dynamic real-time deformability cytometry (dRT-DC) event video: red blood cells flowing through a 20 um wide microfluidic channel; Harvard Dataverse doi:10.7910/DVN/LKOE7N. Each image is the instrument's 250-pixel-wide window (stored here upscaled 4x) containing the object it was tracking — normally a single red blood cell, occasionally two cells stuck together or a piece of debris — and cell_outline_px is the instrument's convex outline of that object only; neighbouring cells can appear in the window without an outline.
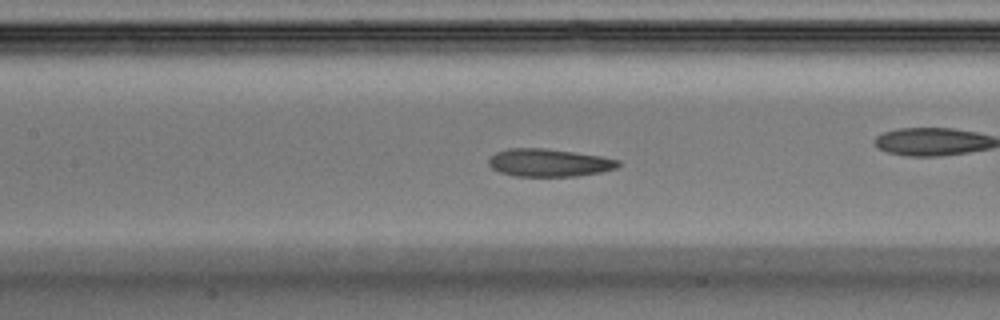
{"species": "Egyptian fruit bat (a non-hibernating species)", "species_latin": "Rousettus aegyptiacus", "temperature_condition": "warm", "stored_images_in_passage": 39, "camera_frame_rate_fps": 3000, "um_per_image_px": 0.085, "animal": {"sex": "male"}, "frame": {"image": 1, "passage_image": 17, "time_ms": 5.333, "image_size_px": [1000, 320], "cell_outline_px": [[620, 164], [616, 168], [600, 172], [576, 176], [516, 176], [500, 172], [492, 168], [488, 164], [488, 160], [496, 152], [508, 148], [544, 148], [600, 156], [620, 160]], "centroid_in_image_um": [46.65, 13.83], "position_along_channel_um": 160.7, "area_um2": 20.81}}